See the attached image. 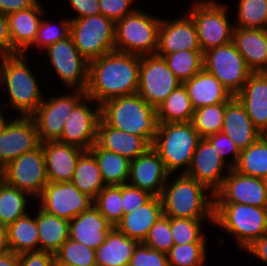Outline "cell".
<instances>
[{"instance_id":"cell-4","label":"cell","mask_w":267,"mask_h":266,"mask_svg":"<svg viewBox=\"0 0 267 266\" xmlns=\"http://www.w3.org/2000/svg\"><path fill=\"white\" fill-rule=\"evenodd\" d=\"M201 139L192 122L158 124L151 147L170 174L184 165L182 173H186Z\"/></svg>"},{"instance_id":"cell-24","label":"cell","mask_w":267,"mask_h":266,"mask_svg":"<svg viewBox=\"0 0 267 266\" xmlns=\"http://www.w3.org/2000/svg\"><path fill=\"white\" fill-rule=\"evenodd\" d=\"M222 132L234 142L239 151L246 149L263 135L253 125L244 106L235 96L226 102Z\"/></svg>"},{"instance_id":"cell-55","label":"cell","mask_w":267,"mask_h":266,"mask_svg":"<svg viewBox=\"0 0 267 266\" xmlns=\"http://www.w3.org/2000/svg\"><path fill=\"white\" fill-rule=\"evenodd\" d=\"M0 51L12 55V40L9 33L8 17L0 13Z\"/></svg>"},{"instance_id":"cell-58","label":"cell","mask_w":267,"mask_h":266,"mask_svg":"<svg viewBox=\"0 0 267 266\" xmlns=\"http://www.w3.org/2000/svg\"><path fill=\"white\" fill-rule=\"evenodd\" d=\"M10 251L7 239V229H0V255Z\"/></svg>"},{"instance_id":"cell-2","label":"cell","mask_w":267,"mask_h":266,"mask_svg":"<svg viewBox=\"0 0 267 266\" xmlns=\"http://www.w3.org/2000/svg\"><path fill=\"white\" fill-rule=\"evenodd\" d=\"M100 118L108 126L144 137L151 145L157 133V110L138 93L104 101Z\"/></svg>"},{"instance_id":"cell-45","label":"cell","mask_w":267,"mask_h":266,"mask_svg":"<svg viewBox=\"0 0 267 266\" xmlns=\"http://www.w3.org/2000/svg\"><path fill=\"white\" fill-rule=\"evenodd\" d=\"M202 219H184L170 217V228L174 244L206 243L201 233Z\"/></svg>"},{"instance_id":"cell-40","label":"cell","mask_w":267,"mask_h":266,"mask_svg":"<svg viewBox=\"0 0 267 266\" xmlns=\"http://www.w3.org/2000/svg\"><path fill=\"white\" fill-rule=\"evenodd\" d=\"M55 266H97L95 250L69 237L55 253Z\"/></svg>"},{"instance_id":"cell-39","label":"cell","mask_w":267,"mask_h":266,"mask_svg":"<svg viewBox=\"0 0 267 266\" xmlns=\"http://www.w3.org/2000/svg\"><path fill=\"white\" fill-rule=\"evenodd\" d=\"M163 57L176 78L183 84L203 69L202 51H177L171 54H156Z\"/></svg>"},{"instance_id":"cell-9","label":"cell","mask_w":267,"mask_h":266,"mask_svg":"<svg viewBox=\"0 0 267 266\" xmlns=\"http://www.w3.org/2000/svg\"><path fill=\"white\" fill-rule=\"evenodd\" d=\"M192 9V10H191ZM188 11L194 21L202 52L233 41L234 27L229 24L227 7L213 0L196 1Z\"/></svg>"},{"instance_id":"cell-27","label":"cell","mask_w":267,"mask_h":266,"mask_svg":"<svg viewBox=\"0 0 267 266\" xmlns=\"http://www.w3.org/2000/svg\"><path fill=\"white\" fill-rule=\"evenodd\" d=\"M96 143L102 149L117 153L130 160L145 153L151 147L144 137L108 126L101 118L97 125Z\"/></svg>"},{"instance_id":"cell-52","label":"cell","mask_w":267,"mask_h":266,"mask_svg":"<svg viewBox=\"0 0 267 266\" xmlns=\"http://www.w3.org/2000/svg\"><path fill=\"white\" fill-rule=\"evenodd\" d=\"M18 266H55V254L46 251H32L19 254Z\"/></svg>"},{"instance_id":"cell-28","label":"cell","mask_w":267,"mask_h":266,"mask_svg":"<svg viewBox=\"0 0 267 266\" xmlns=\"http://www.w3.org/2000/svg\"><path fill=\"white\" fill-rule=\"evenodd\" d=\"M233 43L252 73L267 72V29L234 27Z\"/></svg>"},{"instance_id":"cell-59","label":"cell","mask_w":267,"mask_h":266,"mask_svg":"<svg viewBox=\"0 0 267 266\" xmlns=\"http://www.w3.org/2000/svg\"><path fill=\"white\" fill-rule=\"evenodd\" d=\"M7 54H5V53H3V52H1L0 51V59H1V61H0V86L2 85V83H1V79H2V69H3V65H4V62H5V60H6V58H7Z\"/></svg>"},{"instance_id":"cell-46","label":"cell","mask_w":267,"mask_h":266,"mask_svg":"<svg viewBox=\"0 0 267 266\" xmlns=\"http://www.w3.org/2000/svg\"><path fill=\"white\" fill-rule=\"evenodd\" d=\"M142 243L152 249L167 254L174 245L170 228V217L165 215L161 216L151 227Z\"/></svg>"},{"instance_id":"cell-17","label":"cell","mask_w":267,"mask_h":266,"mask_svg":"<svg viewBox=\"0 0 267 266\" xmlns=\"http://www.w3.org/2000/svg\"><path fill=\"white\" fill-rule=\"evenodd\" d=\"M39 145L37 126L32 117L20 116L10 120L0 135V169Z\"/></svg>"},{"instance_id":"cell-48","label":"cell","mask_w":267,"mask_h":266,"mask_svg":"<svg viewBox=\"0 0 267 266\" xmlns=\"http://www.w3.org/2000/svg\"><path fill=\"white\" fill-rule=\"evenodd\" d=\"M129 266H169V264L167 254L140 242L133 251Z\"/></svg>"},{"instance_id":"cell-22","label":"cell","mask_w":267,"mask_h":266,"mask_svg":"<svg viewBox=\"0 0 267 266\" xmlns=\"http://www.w3.org/2000/svg\"><path fill=\"white\" fill-rule=\"evenodd\" d=\"M49 182H71L80 156L85 150L59 141L40 143Z\"/></svg>"},{"instance_id":"cell-16","label":"cell","mask_w":267,"mask_h":266,"mask_svg":"<svg viewBox=\"0 0 267 266\" xmlns=\"http://www.w3.org/2000/svg\"><path fill=\"white\" fill-rule=\"evenodd\" d=\"M221 188L214 194V203H238L267 207V184L264 179L240 174L233 168Z\"/></svg>"},{"instance_id":"cell-15","label":"cell","mask_w":267,"mask_h":266,"mask_svg":"<svg viewBox=\"0 0 267 266\" xmlns=\"http://www.w3.org/2000/svg\"><path fill=\"white\" fill-rule=\"evenodd\" d=\"M56 74L67 87L86 91L88 61L77 50L71 36L57 41L46 49Z\"/></svg>"},{"instance_id":"cell-42","label":"cell","mask_w":267,"mask_h":266,"mask_svg":"<svg viewBox=\"0 0 267 266\" xmlns=\"http://www.w3.org/2000/svg\"><path fill=\"white\" fill-rule=\"evenodd\" d=\"M122 185L105 186L94 199V206L115 227L124 215Z\"/></svg>"},{"instance_id":"cell-11","label":"cell","mask_w":267,"mask_h":266,"mask_svg":"<svg viewBox=\"0 0 267 266\" xmlns=\"http://www.w3.org/2000/svg\"><path fill=\"white\" fill-rule=\"evenodd\" d=\"M1 176L7 184L38 198L49 182L41 144L9 162Z\"/></svg>"},{"instance_id":"cell-5","label":"cell","mask_w":267,"mask_h":266,"mask_svg":"<svg viewBox=\"0 0 267 266\" xmlns=\"http://www.w3.org/2000/svg\"><path fill=\"white\" fill-rule=\"evenodd\" d=\"M214 224L231 233L240 248L267 234V207L214 203Z\"/></svg>"},{"instance_id":"cell-33","label":"cell","mask_w":267,"mask_h":266,"mask_svg":"<svg viewBox=\"0 0 267 266\" xmlns=\"http://www.w3.org/2000/svg\"><path fill=\"white\" fill-rule=\"evenodd\" d=\"M89 151L94 155L106 186L123 185L129 180L131 160L117 153L102 149L95 143Z\"/></svg>"},{"instance_id":"cell-18","label":"cell","mask_w":267,"mask_h":266,"mask_svg":"<svg viewBox=\"0 0 267 266\" xmlns=\"http://www.w3.org/2000/svg\"><path fill=\"white\" fill-rule=\"evenodd\" d=\"M81 100L65 121L59 142L77 146L85 151L97 141V125L100 119V104L95 109L89 108Z\"/></svg>"},{"instance_id":"cell-35","label":"cell","mask_w":267,"mask_h":266,"mask_svg":"<svg viewBox=\"0 0 267 266\" xmlns=\"http://www.w3.org/2000/svg\"><path fill=\"white\" fill-rule=\"evenodd\" d=\"M71 182L79 191L93 199L106 186L98 162L90 151H85L80 156Z\"/></svg>"},{"instance_id":"cell-10","label":"cell","mask_w":267,"mask_h":266,"mask_svg":"<svg viewBox=\"0 0 267 266\" xmlns=\"http://www.w3.org/2000/svg\"><path fill=\"white\" fill-rule=\"evenodd\" d=\"M203 68L214 75L233 96L252 74L233 41L204 52Z\"/></svg>"},{"instance_id":"cell-57","label":"cell","mask_w":267,"mask_h":266,"mask_svg":"<svg viewBox=\"0 0 267 266\" xmlns=\"http://www.w3.org/2000/svg\"><path fill=\"white\" fill-rule=\"evenodd\" d=\"M19 254L8 251L0 255V266H18Z\"/></svg>"},{"instance_id":"cell-7","label":"cell","mask_w":267,"mask_h":266,"mask_svg":"<svg viewBox=\"0 0 267 266\" xmlns=\"http://www.w3.org/2000/svg\"><path fill=\"white\" fill-rule=\"evenodd\" d=\"M160 18L136 9L115 22V51L139 56L154 55L158 48Z\"/></svg>"},{"instance_id":"cell-61","label":"cell","mask_w":267,"mask_h":266,"mask_svg":"<svg viewBox=\"0 0 267 266\" xmlns=\"http://www.w3.org/2000/svg\"><path fill=\"white\" fill-rule=\"evenodd\" d=\"M0 229H7V227L4 225L1 217H0Z\"/></svg>"},{"instance_id":"cell-8","label":"cell","mask_w":267,"mask_h":266,"mask_svg":"<svg viewBox=\"0 0 267 266\" xmlns=\"http://www.w3.org/2000/svg\"><path fill=\"white\" fill-rule=\"evenodd\" d=\"M70 20V36L88 62L115 50V22L112 19L98 14Z\"/></svg>"},{"instance_id":"cell-23","label":"cell","mask_w":267,"mask_h":266,"mask_svg":"<svg viewBox=\"0 0 267 266\" xmlns=\"http://www.w3.org/2000/svg\"><path fill=\"white\" fill-rule=\"evenodd\" d=\"M244 106L253 125L267 132V72L252 73L243 88L235 95Z\"/></svg>"},{"instance_id":"cell-43","label":"cell","mask_w":267,"mask_h":266,"mask_svg":"<svg viewBox=\"0 0 267 266\" xmlns=\"http://www.w3.org/2000/svg\"><path fill=\"white\" fill-rule=\"evenodd\" d=\"M238 4L234 27L267 29V0H239Z\"/></svg>"},{"instance_id":"cell-1","label":"cell","mask_w":267,"mask_h":266,"mask_svg":"<svg viewBox=\"0 0 267 266\" xmlns=\"http://www.w3.org/2000/svg\"><path fill=\"white\" fill-rule=\"evenodd\" d=\"M141 56L112 51L88 63L86 95L98 104L137 93Z\"/></svg>"},{"instance_id":"cell-38","label":"cell","mask_w":267,"mask_h":266,"mask_svg":"<svg viewBox=\"0 0 267 266\" xmlns=\"http://www.w3.org/2000/svg\"><path fill=\"white\" fill-rule=\"evenodd\" d=\"M26 195L29 194L0 180V217L6 227L28 214Z\"/></svg>"},{"instance_id":"cell-25","label":"cell","mask_w":267,"mask_h":266,"mask_svg":"<svg viewBox=\"0 0 267 266\" xmlns=\"http://www.w3.org/2000/svg\"><path fill=\"white\" fill-rule=\"evenodd\" d=\"M113 227L93 205L69 221V237L96 250Z\"/></svg>"},{"instance_id":"cell-47","label":"cell","mask_w":267,"mask_h":266,"mask_svg":"<svg viewBox=\"0 0 267 266\" xmlns=\"http://www.w3.org/2000/svg\"><path fill=\"white\" fill-rule=\"evenodd\" d=\"M70 25H71V20L64 19L63 21H61V26L58 29L52 26L51 22L42 19L39 25L36 39L31 46L46 49L53 43L66 39L67 37L70 36Z\"/></svg>"},{"instance_id":"cell-31","label":"cell","mask_w":267,"mask_h":266,"mask_svg":"<svg viewBox=\"0 0 267 266\" xmlns=\"http://www.w3.org/2000/svg\"><path fill=\"white\" fill-rule=\"evenodd\" d=\"M138 243L113 227L106 235L105 242L95 250L96 265L129 266Z\"/></svg>"},{"instance_id":"cell-37","label":"cell","mask_w":267,"mask_h":266,"mask_svg":"<svg viewBox=\"0 0 267 266\" xmlns=\"http://www.w3.org/2000/svg\"><path fill=\"white\" fill-rule=\"evenodd\" d=\"M233 169L240 174L265 180L267 177V139L262 135L253 144L241 150Z\"/></svg>"},{"instance_id":"cell-32","label":"cell","mask_w":267,"mask_h":266,"mask_svg":"<svg viewBox=\"0 0 267 266\" xmlns=\"http://www.w3.org/2000/svg\"><path fill=\"white\" fill-rule=\"evenodd\" d=\"M39 250L55 254L69 238V221L40 209L36 215Z\"/></svg>"},{"instance_id":"cell-50","label":"cell","mask_w":267,"mask_h":266,"mask_svg":"<svg viewBox=\"0 0 267 266\" xmlns=\"http://www.w3.org/2000/svg\"><path fill=\"white\" fill-rule=\"evenodd\" d=\"M213 147L214 149L219 153L220 157L226 162V154L228 152H232L233 155V161L228 162L229 168H233L239 158L240 151L234 144V142L223 132H218L216 134L207 136L205 138Z\"/></svg>"},{"instance_id":"cell-60","label":"cell","mask_w":267,"mask_h":266,"mask_svg":"<svg viewBox=\"0 0 267 266\" xmlns=\"http://www.w3.org/2000/svg\"><path fill=\"white\" fill-rule=\"evenodd\" d=\"M3 114L1 113V110H0V135L1 133L4 131L7 123L9 122L5 120V118H3L4 116H2Z\"/></svg>"},{"instance_id":"cell-20","label":"cell","mask_w":267,"mask_h":266,"mask_svg":"<svg viewBox=\"0 0 267 266\" xmlns=\"http://www.w3.org/2000/svg\"><path fill=\"white\" fill-rule=\"evenodd\" d=\"M202 51L196 26L189 15L173 21L161 19L158 30L156 54H171L177 51Z\"/></svg>"},{"instance_id":"cell-62","label":"cell","mask_w":267,"mask_h":266,"mask_svg":"<svg viewBox=\"0 0 267 266\" xmlns=\"http://www.w3.org/2000/svg\"><path fill=\"white\" fill-rule=\"evenodd\" d=\"M263 136L267 139V132L263 134Z\"/></svg>"},{"instance_id":"cell-26","label":"cell","mask_w":267,"mask_h":266,"mask_svg":"<svg viewBox=\"0 0 267 266\" xmlns=\"http://www.w3.org/2000/svg\"><path fill=\"white\" fill-rule=\"evenodd\" d=\"M44 10L38 1L34 6L7 15L12 40V55L24 53L35 41ZM41 15V16H40Z\"/></svg>"},{"instance_id":"cell-12","label":"cell","mask_w":267,"mask_h":266,"mask_svg":"<svg viewBox=\"0 0 267 266\" xmlns=\"http://www.w3.org/2000/svg\"><path fill=\"white\" fill-rule=\"evenodd\" d=\"M73 95L51 96L40 103L31 116L36 123L40 143L58 141L64 129L65 121L74 107L83 99L90 100L85 91L75 89Z\"/></svg>"},{"instance_id":"cell-41","label":"cell","mask_w":267,"mask_h":266,"mask_svg":"<svg viewBox=\"0 0 267 266\" xmlns=\"http://www.w3.org/2000/svg\"><path fill=\"white\" fill-rule=\"evenodd\" d=\"M226 103L204 106L194 110L192 124L201 138L222 132Z\"/></svg>"},{"instance_id":"cell-36","label":"cell","mask_w":267,"mask_h":266,"mask_svg":"<svg viewBox=\"0 0 267 266\" xmlns=\"http://www.w3.org/2000/svg\"><path fill=\"white\" fill-rule=\"evenodd\" d=\"M10 251L16 254L39 250V237L36 218L29 214L17 219L7 227Z\"/></svg>"},{"instance_id":"cell-53","label":"cell","mask_w":267,"mask_h":266,"mask_svg":"<svg viewBox=\"0 0 267 266\" xmlns=\"http://www.w3.org/2000/svg\"><path fill=\"white\" fill-rule=\"evenodd\" d=\"M73 9L78 12L75 18L101 14L99 0H68Z\"/></svg>"},{"instance_id":"cell-14","label":"cell","mask_w":267,"mask_h":266,"mask_svg":"<svg viewBox=\"0 0 267 266\" xmlns=\"http://www.w3.org/2000/svg\"><path fill=\"white\" fill-rule=\"evenodd\" d=\"M38 200L45 212L68 221L94 205V199L79 191L72 182H48Z\"/></svg>"},{"instance_id":"cell-54","label":"cell","mask_w":267,"mask_h":266,"mask_svg":"<svg viewBox=\"0 0 267 266\" xmlns=\"http://www.w3.org/2000/svg\"><path fill=\"white\" fill-rule=\"evenodd\" d=\"M38 0H0V13L8 15L34 6Z\"/></svg>"},{"instance_id":"cell-3","label":"cell","mask_w":267,"mask_h":266,"mask_svg":"<svg viewBox=\"0 0 267 266\" xmlns=\"http://www.w3.org/2000/svg\"><path fill=\"white\" fill-rule=\"evenodd\" d=\"M179 175L171 185L167 179L162 189L163 215L184 219L207 218L214 223V197H205L209 190L185 173Z\"/></svg>"},{"instance_id":"cell-30","label":"cell","mask_w":267,"mask_h":266,"mask_svg":"<svg viewBox=\"0 0 267 266\" xmlns=\"http://www.w3.org/2000/svg\"><path fill=\"white\" fill-rule=\"evenodd\" d=\"M161 216H163L161 199L153 196L146 204L124 214L115 227L140 243L145 240L149 230Z\"/></svg>"},{"instance_id":"cell-29","label":"cell","mask_w":267,"mask_h":266,"mask_svg":"<svg viewBox=\"0 0 267 266\" xmlns=\"http://www.w3.org/2000/svg\"><path fill=\"white\" fill-rule=\"evenodd\" d=\"M183 84L187 88L194 110L204 106L226 103L233 97L223 84L204 68Z\"/></svg>"},{"instance_id":"cell-44","label":"cell","mask_w":267,"mask_h":266,"mask_svg":"<svg viewBox=\"0 0 267 266\" xmlns=\"http://www.w3.org/2000/svg\"><path fill=\"white\" fill-rule=\"evenodd\" d=\"M167 257L169 266H202L206 259V243L174 244Z\"/></svg>"},{"instance_id":"cell-6","label":"cell","mask_w":267,"mask_h":266,"mask_svg":"<svg viewBox=\"0 0 267 266\" xmlns=\"http://www.w3.org/2000/svg\"><path fill=\"white\" fill-rule=\"evenodd\" d=\"M25 56V53L8 55L4 62L1 83L7 86L10 103L3 107L14 106L22 113L20 116L31 117L44 98Z\"/></svg>"},{"instance_id":"cell-51","label":"cell","mask_w":267,"mask_h":266,"mask_svg":"<svg viewBox=\"0 0 267 266\" xmlns=\"http://www.w3.org/2000/svg\"><path fill=\"white\" fill-rule=\"evenodd\" d=\"M135 0H99L101 15L112 19L114 22L125 15L133 13L136 9H130Z\"/></svg>"},{"instance_id":"cell-21","label":"cell","mask_w":267,"mask_h":266,"mask_svg":"<svg viewBox=\"0 0 267 266\" xmlns=\"http://www.w3.org/2000/svg\"><path fill=\"white\" fill-rule=\"evenodd\" d=\"M170 173L158 153L150 147L145 153L131 160L130 185L160 197Z\"/></svg>"},{"instance_id":"cell-34","label":"cell","mask_w":267,"mask_h":266,"mask_svg":"<svg viewBox=\"0 0 267 266\" xmlns=\"http://www.w3.org/2000/svg\"><path fill=\"white\" fill-rule=\"evenodd\" d=\"M156 110L158 124L191 122L194 114L187 88L182 83L168 95Z\"/></svg>"},{"instance_id":"cell-19","label":"cell","mask_w":267,"mask_h":266,"mask_svg":"<svg viewBox=\"0 0 267 266\" xmlns=\"http://www.w3.org/2000/svg\"><path fill=\"white\" fill-rule=\"evenodd\" d=\"M227 162L220 157L214 147L202 138L196 150L194 151L189 169L185 173L187 176L195 179L211 191V196L221 188L226 177L223 170Z\"/></svg>"},{"instance_id":"cell-56","label":"cell","mask_w":267,"mask_h":266,"mask_svg":"<svg viewBox=\"0 0 267 266\" xmlns=\"http://www.w3.org/2000/svg\"><path fill=\"white\" fill-rule=\"evenodd\" d=\"M244 250L267 263V234H264L259 239L254 240Z\"/></svg>"},{"instance_id":"cell-49","label":"cell","mask_w":267,"mask_h":266,"mask_svg":"<svg viewBox=\"0 0 267 266\" xmlns=\"http://www.w3.org/2000/svg\"><path fill=\"white\" fill-rule=\"evenodd\" d=\"M153 195L135 186L125 183L122 185V203L124 214L130 213L135 209L146 204Z\"/></svg>"},{"instance_id":"cell-13","label":"cell","mask_w":267,"mask_h":266,"mask_svg":"<svg viewBox=\"0 0 267 266\" xmlns=\"http://www.w3.org/2000/svg\"><path fill=\"white\" fill-rule=\"evenodd\" d=\"M180 84L163 57L141 56L137 93L146 103L157 108Z\"/></svg>"}]
</instances>
